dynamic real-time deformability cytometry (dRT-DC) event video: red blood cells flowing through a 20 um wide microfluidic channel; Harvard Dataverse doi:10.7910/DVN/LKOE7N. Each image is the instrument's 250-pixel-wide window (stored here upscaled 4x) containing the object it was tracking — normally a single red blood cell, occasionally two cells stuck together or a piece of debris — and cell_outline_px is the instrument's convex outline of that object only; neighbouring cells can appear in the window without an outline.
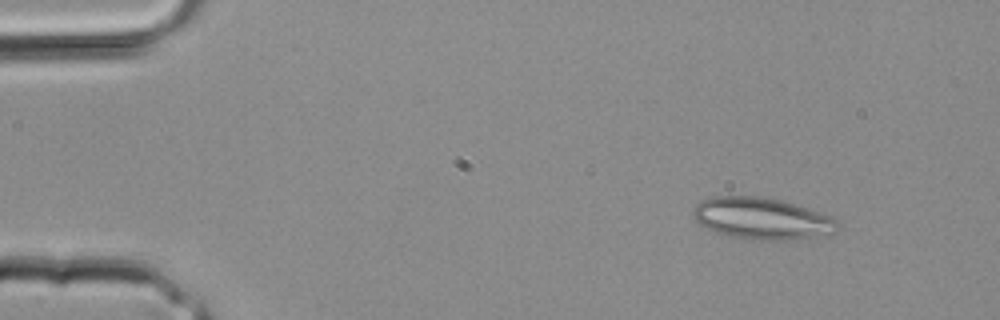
{"species": "common noctule bat (a hibernating species)", "species_latin": "Nyctalus noctula", "temperature_condition": "room temperature", "stored_images_in_passage": 2, "camera_frame_rate_fps": 3000, "um_per_image_px": 0.085, "animal": {"sex": "male", "body_mass_g": 20.4}, "frame": {"image": 1, "passage_image": 2, "time_ms": 0.333, "image_size_px": [1000, 320], "cell_outline_px": [[840, 228], [836, 232], [792, 240], [752, 240], [728, 236], [716, 232], [700, 224], [696, 220], [692, 212], [692, 208], [700, 200], [712, 196], [760, 196], [780, 200], [832, 216], [840, 224]], "centroid_in_image_um": [64.74, 18.57], "position_along_channel_um": 20.3, "area_um2": 35.2}}